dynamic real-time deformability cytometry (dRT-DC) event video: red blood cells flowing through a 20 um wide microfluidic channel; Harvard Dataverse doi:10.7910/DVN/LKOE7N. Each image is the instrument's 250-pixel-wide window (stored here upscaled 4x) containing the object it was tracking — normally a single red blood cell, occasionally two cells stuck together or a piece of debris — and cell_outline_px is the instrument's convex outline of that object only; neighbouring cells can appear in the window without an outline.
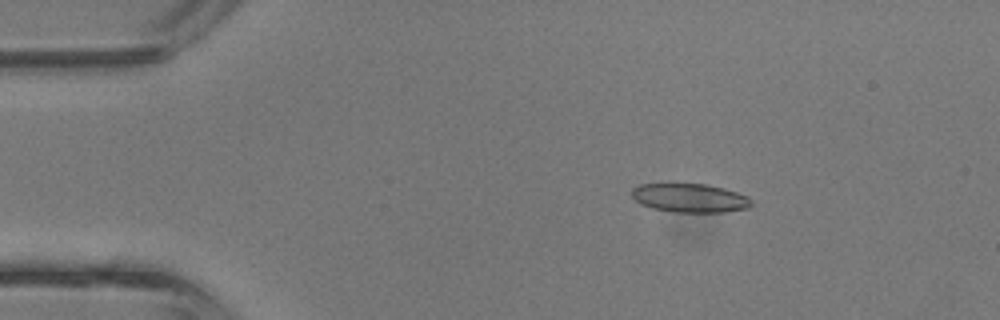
{"species": "common noctule bat (a hibernating species)", "species_latin": "Nyctalus noctula", "temperature_condition": "room temperature", "stored_images_in_passage": 3, "camera_frame_rate_fps": 3000, "um_per_image_px": 0.085, "animal": {"sex": "male", "body_mass_g": 13.3}, "frame": {"image": 1, "passage_image": 1, "time_ms": 0.0, "image_size_px": [1000, 320], "cell_outline_px": [[752, 204], [748, 208], [724, 212], [676, 212], [652, 208], [640, 204], [632, 196], [632, 188], [640, 184], [704, 184], [724, 188], [748, 196], [752, 200]], "centroid_in_image_um": [58.65, 16.83], "position_along_channel_um": 26.4, "area_um2": 20.0}}
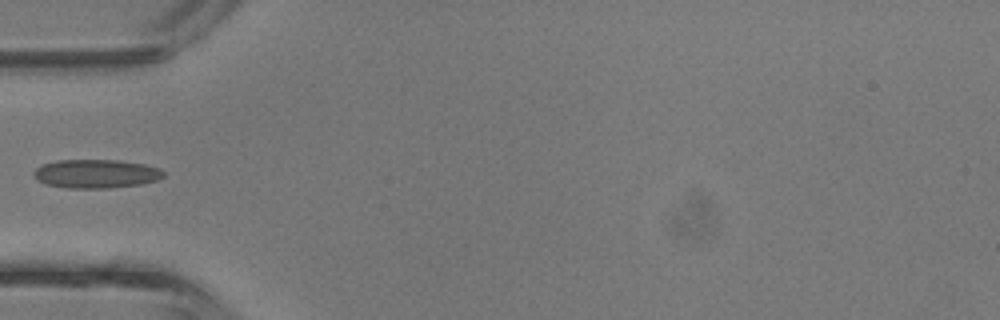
{"frame": {"image": 2, "passage_image": 3, "time_ms": 0.667, "image_size_px": [1000, 320], "cell_outline_px": [[164, 176], [156, 180], [140, 184], [108, 188], [68, 188], [48, 184], [40, 180], [32, 172], [40, 164], [56, 160], [116, 160], [144, 164], [160, 168], [164, 172]], "centroid_in_image_um": [8.17, 14.76], "position_along_channel_um": 76.8, "area_um2": 21.56}}